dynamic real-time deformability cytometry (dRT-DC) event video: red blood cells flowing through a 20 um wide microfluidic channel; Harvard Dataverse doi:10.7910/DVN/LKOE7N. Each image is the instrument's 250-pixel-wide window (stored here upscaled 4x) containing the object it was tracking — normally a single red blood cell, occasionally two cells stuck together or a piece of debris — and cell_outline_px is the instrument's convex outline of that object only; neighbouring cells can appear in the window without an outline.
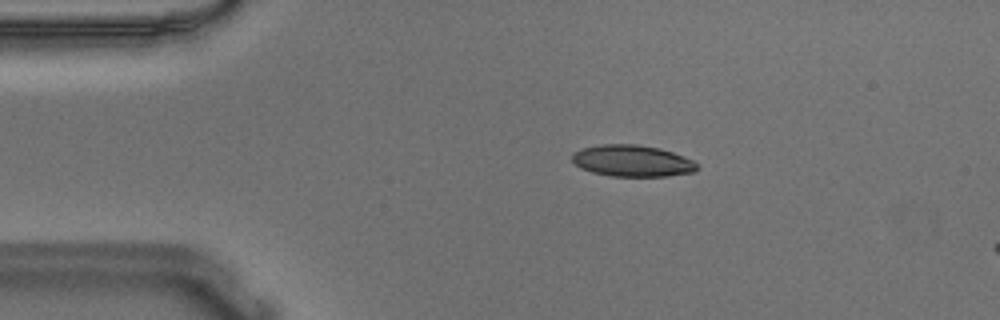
{"species": "Egyptian fruit bat (a non-hibernating species)", "species_latin": "Rousettus aegyptiacus", "temperature_condition": "warm", "stored_images_in_passage": 15, "camera_frame_rate_fps": 3000, "um_per_image_px": 0.085, "animal": {"sex": "male"}, "frame": {"image": 1, "passage_image": 9, "time_ms": 2.667, "image_size_px": [1000, 320], "cell_outline_px": [[700, 168], [692, 172], [668, 176], [612, 176], [592, 172], [580, 168], [572, 160], [572, 152], [580, 148], [600, 144], [636, 144], [660, 148], [684, 156], [700, 164]], "centroid_in_image_um": [53.74, 13.66], "position_along_channel_um": 31.3, "area_um2": 23.18}}